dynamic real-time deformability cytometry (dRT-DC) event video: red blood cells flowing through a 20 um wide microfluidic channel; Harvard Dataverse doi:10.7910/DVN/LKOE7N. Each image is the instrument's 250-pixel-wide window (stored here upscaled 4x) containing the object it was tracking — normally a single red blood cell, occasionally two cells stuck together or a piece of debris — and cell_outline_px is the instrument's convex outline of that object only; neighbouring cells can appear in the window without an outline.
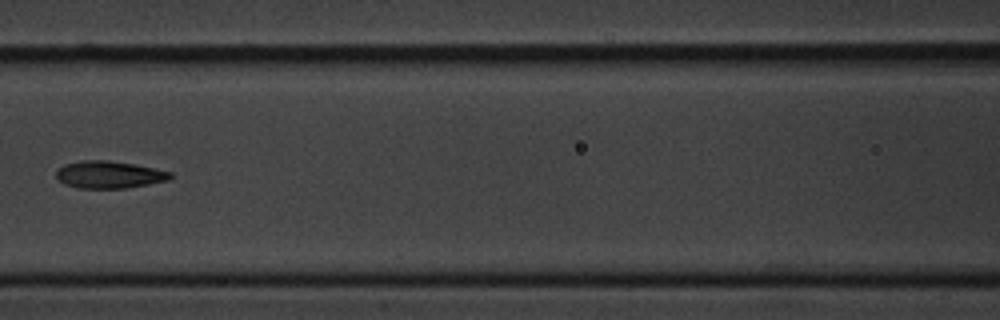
{"species": "common noctule bat (a hibernating species)", "species_latin": "Nyctalus noctula", "temperature_condition": "cold", "stored_images_in_passage": 11, "camera_frame_rate_fps": 3000, "um_per_image_px": 0.085, "animal": {"sex": "male", "body_mass_g": 20.1, "forearm_length_mm": 53.5}, "frame": {"image": 1, "passage_image": 7, "time_ms": 8.0, "image_size_px": [1000, 320], "cell_outline_px": [[172, 176], [168, 180], [148, 184], [124, 188], [76, 188], [64, 184], [56, 176], [56, 172], [64, 164], [80, 160], [108, 160], [136, 164], [172, 172]], "centroid_in_image_um": [9.27, 14.83], "position_along_channel_um": 157.3, "area_um2": 18.15}}
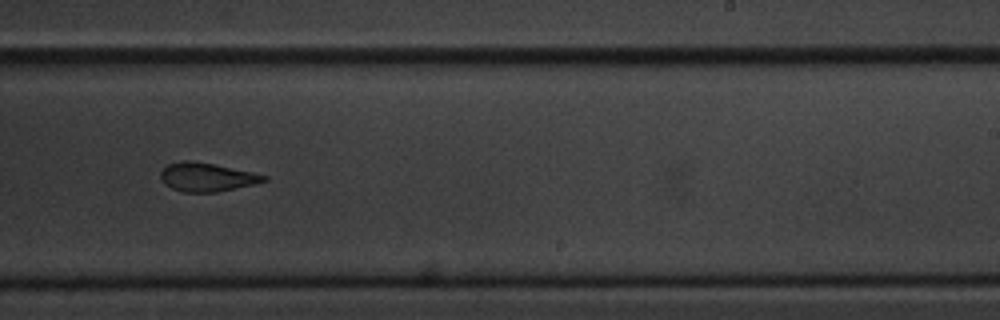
{"frame": {"image": 2, "passage_image": 10, "time_ms": 11.333, "image_size_px": [1000, 320], "cell_outline_px": [[268, 180], [252, 184], [216, 192], [184, 192], [172, 188], [164, 184], [160, 176], [160, 172], [168, 164], [184, 160], [192, 160], [252, 172], [268, 176]], "centroid_in_image_um": [17.54, 15.05], "position_along_channel_um": 271.5, "area_um2": 16.99}}
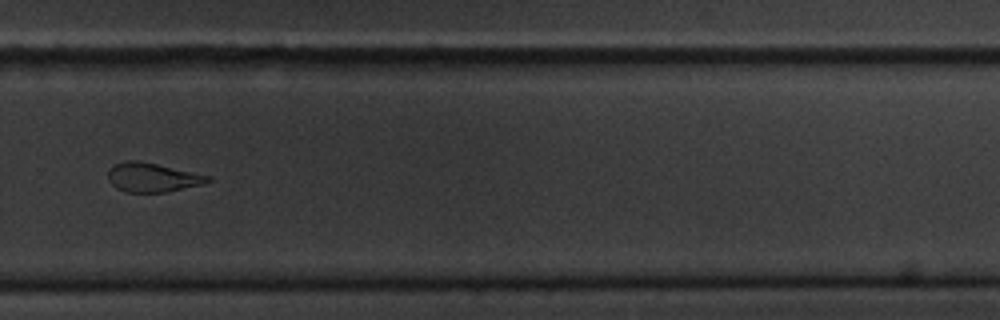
{"frame": {"image": 3, "passage_image": 11, "time_ms": 12.667, "image_size_px": [1000, 320], "cell_outline_px": [[212, 180], [200, 184], [168, 192], [128, 192], [116, 188], [108, 180], [108, 168], [124, 160], [140, 160], [212, 176]], "centroid_in_image_um": [12.94, 15.06], "position_along_channel_um": 316.9, "area_um2": 16.99}}